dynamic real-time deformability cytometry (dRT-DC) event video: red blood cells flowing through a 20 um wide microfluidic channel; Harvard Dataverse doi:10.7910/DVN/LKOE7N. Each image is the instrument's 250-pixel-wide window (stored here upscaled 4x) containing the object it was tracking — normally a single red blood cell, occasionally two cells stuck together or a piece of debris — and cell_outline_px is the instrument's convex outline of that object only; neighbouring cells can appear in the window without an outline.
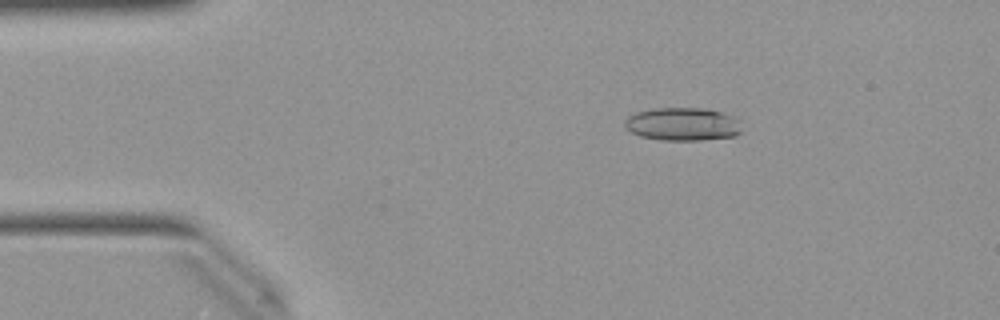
{"species": "Egyptian fruit bat (a non-hibernating species)", "species_latin": "Rousettus aegyptiacus", "temperature_condition": "warm", "stored_images_in_passage": 49, "camera_frame_rate_fps": 3000, "um_per_image_px": 0.085, "animal": {"sex": "female"}, "frame": {"image": 1, "passage_image": 7, "time_ms": 2.0, "image_size_px": [1000, 320], "cell_outline_px": [[740, 132], [736, 136], [700, 140], [660, 140], [640, 136], [624, 128], [624, 120], [628, 116], [636, 112], [652, 108], [704, 108], [736, 116]], "centroid_in_image_um": [57.98, 10.55], "position_along_channel_um": 27.0, "area_um2": 22.66}}
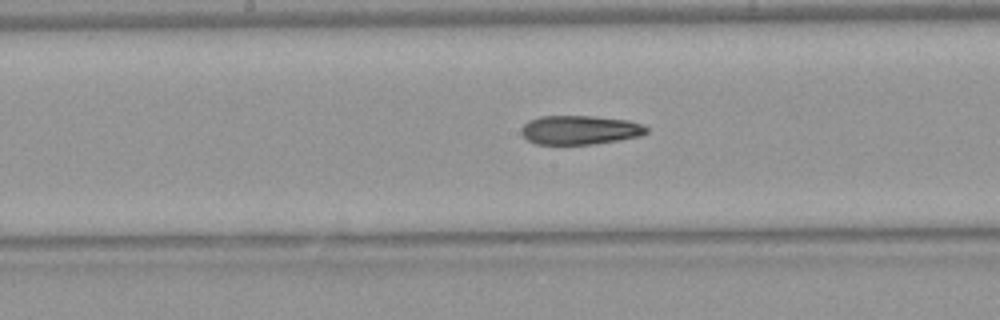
{"frame": {"image": 2, "passage_image": 24, "time_ms": 7.667, "image_size_px": [1000, 320], "cell_outline_px": [[648, 132], [640, 136], [592, 144], [536, 144], [528, 140], [520, 132], [520, 128], [528, 120], [540, 116], [592, 116], [628, 120], [644, 124], [648, 128]], "centroid_in_image_um": [49.28, 11.04], "position_along_channel_um": 198.9, "area_um2": 21.21}}
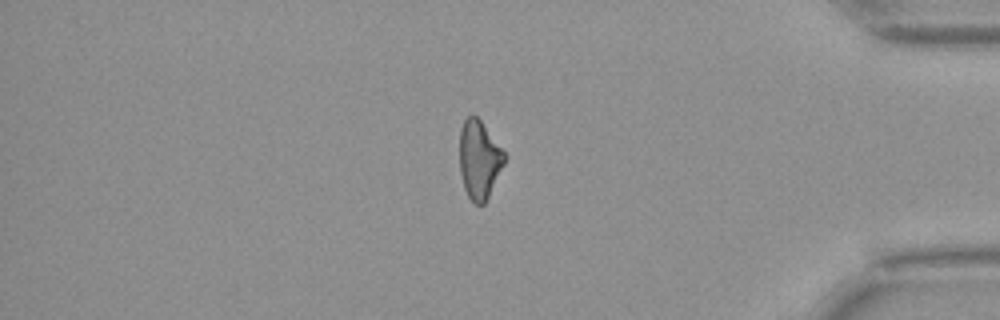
{"frame": {"image": 3, "passage_image": 41, "time_ms": 13.333, "image_size_px": [1000, 320], "cell_outline_px": [[508, 156], [484, 204], [476, 204], [468, 196], [464, 188], [460, 172], [460, 128], [464, 120], [468, 116], [476, 116], [480, 120]], "centroid_in_image_um": [40.73, 13.55], "position_along_channel_um": 394.5, "area_um2": 20.29}, "authors_computed_cell_mechanics": {"area_um2": 21.964, "velocity_mm_per_s": 4.041, "shape_relaxation_time_tau1_ms": null, "shape_relaxation_time_tau2_ms": 7.212, "deformation_change_tau1": null, "deformation_change_tau2": 0.2147}}